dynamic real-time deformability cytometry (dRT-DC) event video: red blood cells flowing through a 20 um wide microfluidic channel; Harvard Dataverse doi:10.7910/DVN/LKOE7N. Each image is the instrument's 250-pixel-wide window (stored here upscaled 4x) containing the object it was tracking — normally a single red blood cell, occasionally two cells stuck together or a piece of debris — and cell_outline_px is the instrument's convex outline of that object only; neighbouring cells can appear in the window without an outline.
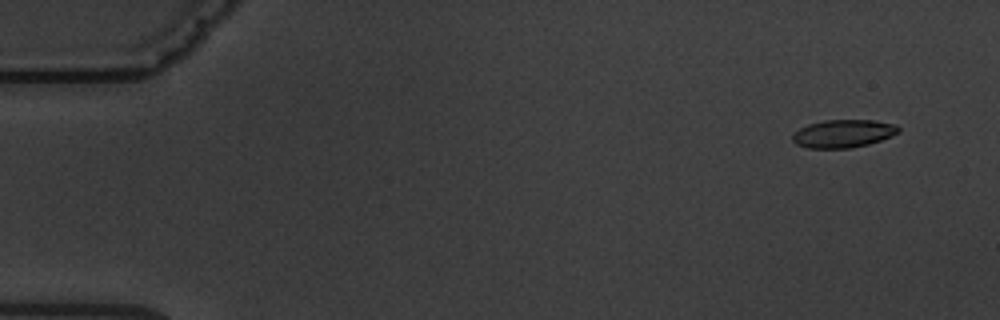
{"species": "common noctule bat (a hibernating species)", "species_latin": "Nyctalus noctula", "temperature_condition": "warm", "stored_images_in_passage": 7, "camera_frame_rate_fps": 3000, "um_per_image_px": 0.085, "animal": {"sex": "male", "body_mass_g": 19.5, "forearm_length_mm": 54.6}, "frame": {"image": 1, "passage_image": 1, "time_ms": 0.0, "image_size_px": [1000, 320], "cell_outline_px": [[900, 132], [892, 136], [868, 144], [852, 148], [808, 148], [796, 144], [792, 140], [792, 136], [800, 128], [808, 124], [824, 120], [876, 120], [896, 124], [900, 128]], "centroid_in_image_um": [71.71, 11.35], "position_along_channel_um": 13.3, "area_um2": 17.34}}
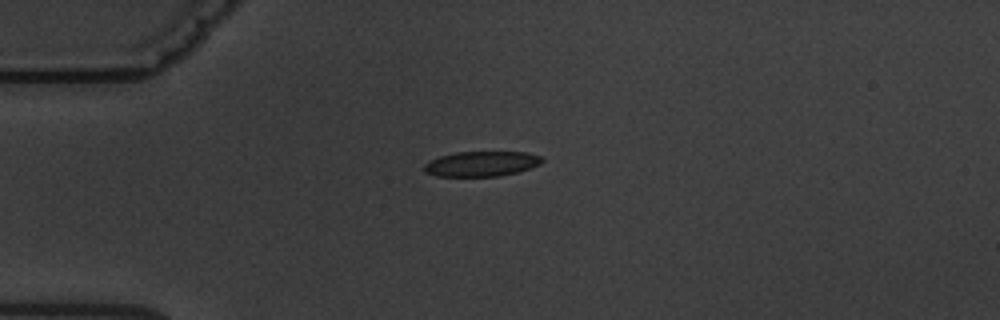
{"frame": {"image": 2, "passage_image": 4, "time_ms": 3.667, "image_size_px": [1000, 320], "cell_outline_px": [[544, 160], [540, 164], [516, 172], [500, 176], [436, 176], [424, 172], [424, 164], [440, 156], [456, 152], [528, 152], [540, 156]], "centroid_in_image_um": [40.92, 13.92], "position_along_channel_um": 44.1, "area_um2": 17.11}}
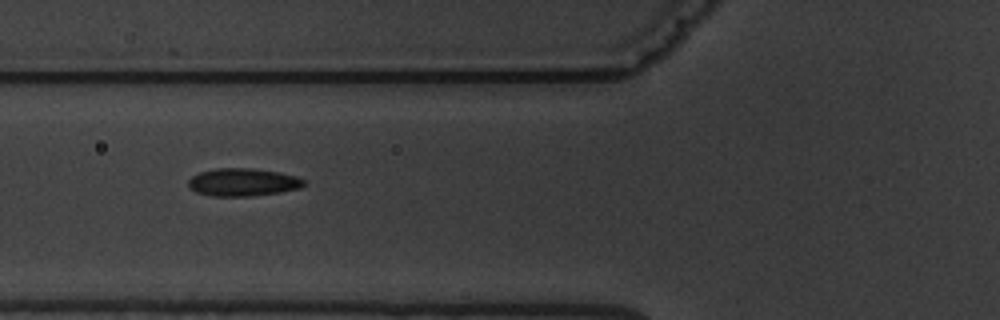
{"frame": {"image": 3, "passage_image": 6, "time_ms": 6.0, "image_size_px": [1000, 320], "cell_outline_px": [[308, 180], [300, 188], [280, 192], [252, 196], [212, 196], [196, 192], [188, 188], [188, 180], [192, 176], [200, 172], [216, 168], [252, 168], [280, 172], [296, 176]], "centroid_in_image_um": [20.65, 15.48], "position_along_channel_um": 105.1, "area_um2": 18.9}}